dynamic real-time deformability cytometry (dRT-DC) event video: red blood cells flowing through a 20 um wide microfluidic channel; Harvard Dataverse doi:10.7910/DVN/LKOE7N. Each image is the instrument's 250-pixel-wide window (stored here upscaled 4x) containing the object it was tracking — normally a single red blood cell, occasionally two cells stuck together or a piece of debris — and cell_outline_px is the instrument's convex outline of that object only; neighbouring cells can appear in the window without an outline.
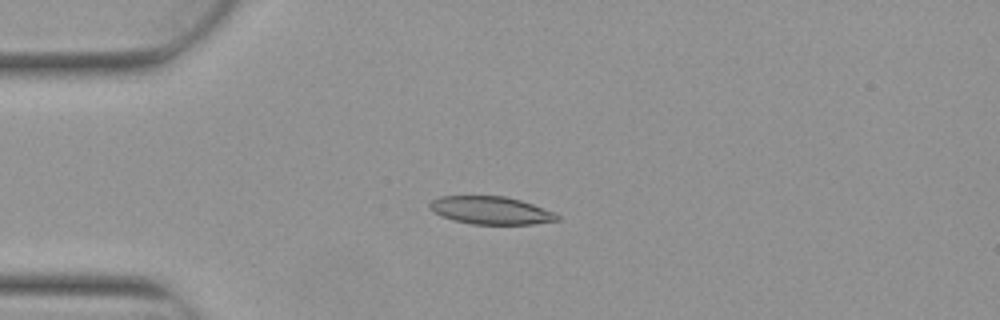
{"species": "Egyptian fruit bat (a non-hibernating species)", "species_latin": "Rousettus aegyptiacus", "temperature_condition": "warm", "stored_images_in_passage": 6, "camera_frame_rate_fps": 3000, "um_per_image_px": 0.085, "animal": {"sex": "female"}, "frame": {"image": 1, "passage_image": 3, "time_ms": 0.667, "image_size_px": [1000, 320], "cell_outline_px": [[560, 220], [532, 224], [472, 224], [452, 220], [440, 216], [432, 212], [428, 204], [432, 200], [440, 196], [504, 196], [520, 200], [556, 212], [560, 216]], "centroid_in_image_um": [41.71, 17.88], "position_along_channel_um": 43.3, "area_um2": 20.81}}
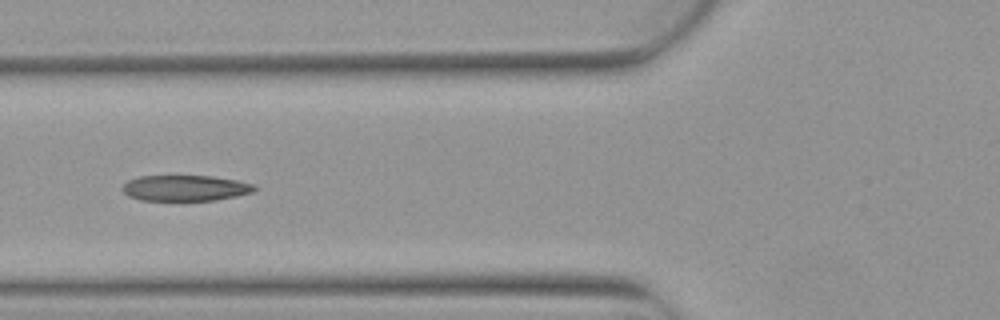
{"frame": {"image": 2, "passage_image": 5, "time_ms": 1.333, "image_size_px": [1000, 320], "cell_outline_px": [[256, 192], [216, 200], [140, 200], [128, 196], [120, 188], [128, 180], [140, 176], [212, 176], [236, 180], [256, 184]], "centroid_in_image_um": [15.77, 15.98], "position_along_channel_um": 110.0, "area_um2": 19.94}}
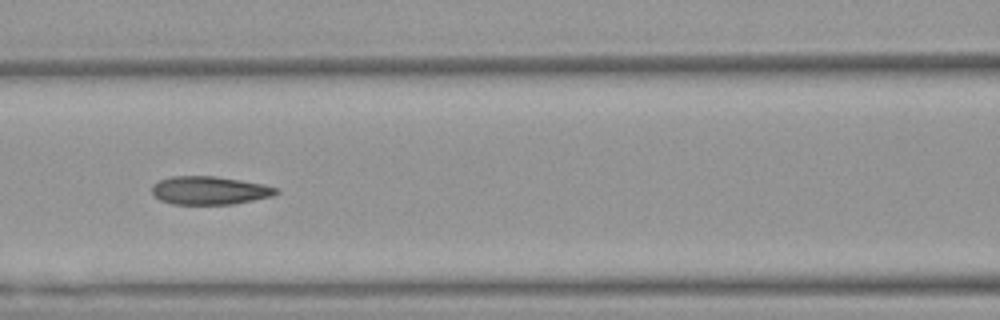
{"frame": {"image": 3, "passage_image": 6, "time_ms": 1.667, "image_size_px": [1000, 320], "cell_outline_px": [[280, 192], [272, 196], [232, 204], [172, 204], [160, 200], [152, 192], [152, 184], [160, 180], [172, 176], [216, 176], [264, 184], [280, 188]], "centroid_in_image_um": [17.83, 16.18], "position_along_channel_um": 148.8, "area_um2": 20.46}}